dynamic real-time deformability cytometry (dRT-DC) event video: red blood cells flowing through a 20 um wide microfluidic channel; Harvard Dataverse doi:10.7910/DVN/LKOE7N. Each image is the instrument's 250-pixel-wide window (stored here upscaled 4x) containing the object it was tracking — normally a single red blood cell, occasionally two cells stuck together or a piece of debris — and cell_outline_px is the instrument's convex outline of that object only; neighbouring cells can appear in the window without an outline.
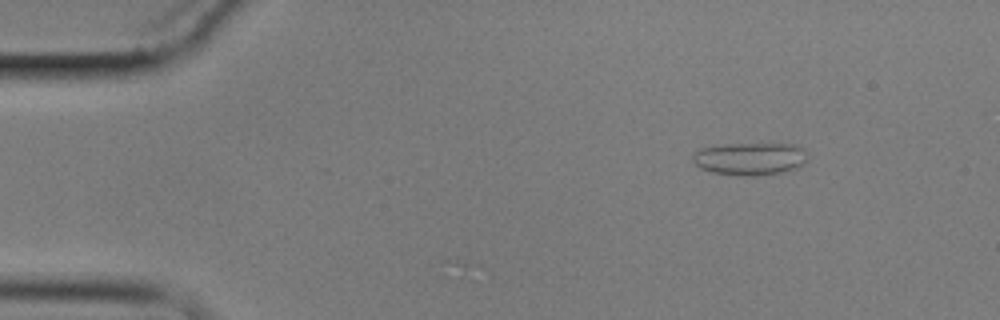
{"species": "common noctule bat (a hibernating species)", "species_latin": "Nyctalus noctula", "temperature_condition": "cold", "stored_images_in_passage": 6, "camera_frame_rate_fps": 3000, "um_per_image_px": 0.085, "animal": {"sex": "male", "body_mass_g": 17.9}, "frame": {"image": 1, "passage_image": 1, "time_ms": 0.0, "image_size_px": [1000, 320], "cell_outline_px": [[808, 160], [800, 168], [784, 172], [752, 176], [744, 176], [712, 172], [700, 168], [692, 160], [692, 156], [700, 148], [716, 144], [796, 144], [804, 148], [808, 152]], "centroid_in_image_um": [63.81, 13.49], "position_along_channel_um": 21.2, "area_um2": 22.31}}